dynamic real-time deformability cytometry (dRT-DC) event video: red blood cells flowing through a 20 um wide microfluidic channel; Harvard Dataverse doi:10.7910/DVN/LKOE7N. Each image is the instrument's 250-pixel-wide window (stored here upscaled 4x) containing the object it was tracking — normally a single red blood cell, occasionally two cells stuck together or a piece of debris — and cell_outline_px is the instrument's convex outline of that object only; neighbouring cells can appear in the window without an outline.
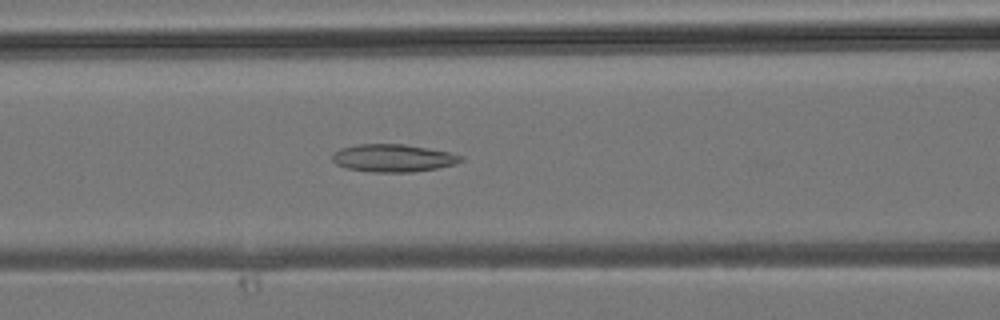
{"species": "common noctule bat (a hibernating species)", "species_latin": "Nyctalus noctula", "temperature_condition": "room temperature", "stored_images_in_passage": 31, "camera_frame_rate_fps": 3000, "um_per_image_px": 0.085, "animal": {"sex": "male", "body_mass_g": 19.2, "forearm_length_mm": 51.8}, "frame": {"image": 1, "passage_image": 9, "time_ms": 2.667, "image_size_px": [1000, 320], "cell_outline_px": [[464, 160], [456, 164], [436, 168], [412, 172], [372, 172], [348, 168], [336, 164], [332, 160], [332, 156], [340, 148], [360, 144], [404, 144], [452, 152], [464, 156]], "centroid_in_image_um": [33.47, 13.43], "position_along_channel_um": 133.1, "area_um2": 20.75}}
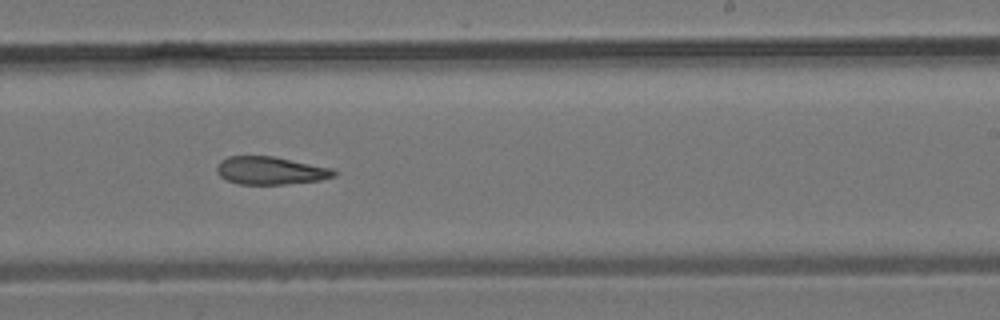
{"frame": {"image": 2, "passage_image": 16, "time_ms": 5.0, "image_size_px": [1000, 320], "cell_outline_px": [[336, 176], [320, 180], [284, 184], [240, 184], [228, 180], [220, 176], [216, 172], [216, 168], [220, 160], [228, 156], [272, 156], [332, 168], [336, 172]], "centroid_in_image_um": [22.97, 14.49], "position_along_channel_um": 266.0, "area_um2": 18.9}}
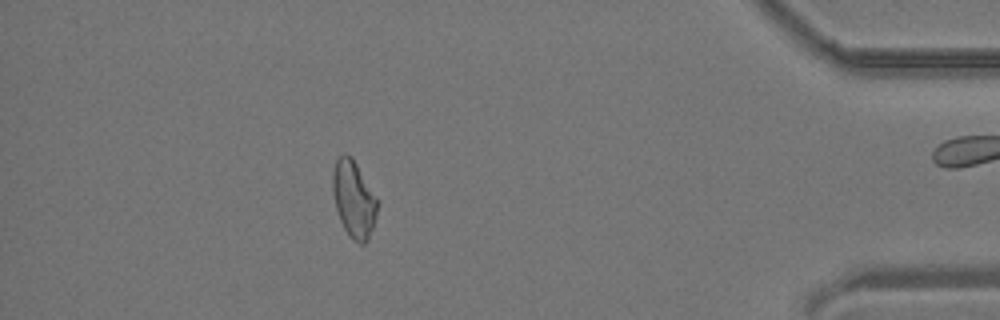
{"frame": {"image": 3, "passage_image": 26, "time_ms": 8.333, "image_size_px": [1000, 320], "cell_outline_px": [[380, 204], [368, 240], [364, 244], [360, 244], [348, 236], [340, 220], [336, 208], [332, 188], [332, 172], [336, 160], [344, 152], [352, 156], [380, 200]], "centroid_in_image_um": [30.1, 16.9], "position_along_channel_um": 405.1, "area_um2": 20.46}}